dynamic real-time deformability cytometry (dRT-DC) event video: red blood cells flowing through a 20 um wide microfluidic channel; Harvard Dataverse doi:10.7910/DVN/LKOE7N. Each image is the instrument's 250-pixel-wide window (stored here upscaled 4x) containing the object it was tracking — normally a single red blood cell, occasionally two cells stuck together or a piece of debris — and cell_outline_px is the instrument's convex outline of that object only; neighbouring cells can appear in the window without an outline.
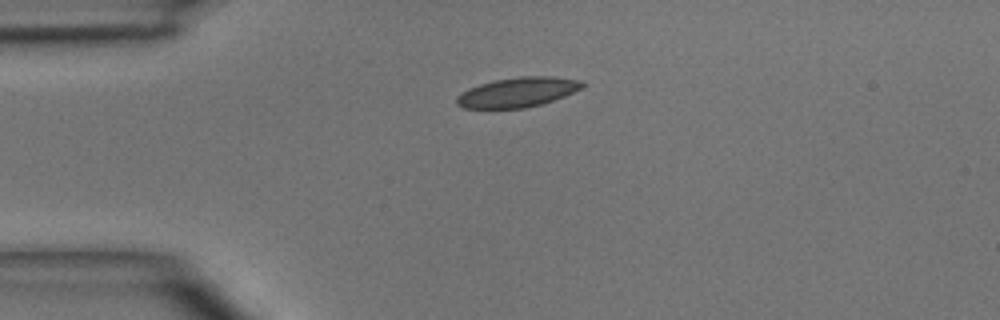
{"species": "common noctule bat (a hibernating species)", "species_latin": "Nyctalus noctula", "temperature_condition": "room temperature", "stored_images_in_passage": 4, "camera_frame_rate_fps": 3000, "um_per_image_px": 0.085, "animal": {"sex": "male", "body_mass_g": 15.6}, "frame": {"image": 1, "passage_image": 1, "time_ms": 0.0, "image_size_px": [1000, 320], "cell_outline_px": [[588, 84], [564, 96], [540, 104], [524, 108], [464, 108], [456, 104], [456, 96], [460, 92], [468, 88], [480, 84], [496, 80], [520, 76], [552, 76], [584, 80]], "centroid_in_image_um": [44.0, 7.83], "position_along_channel_um": 41.0, "area_um2": 21.79}}
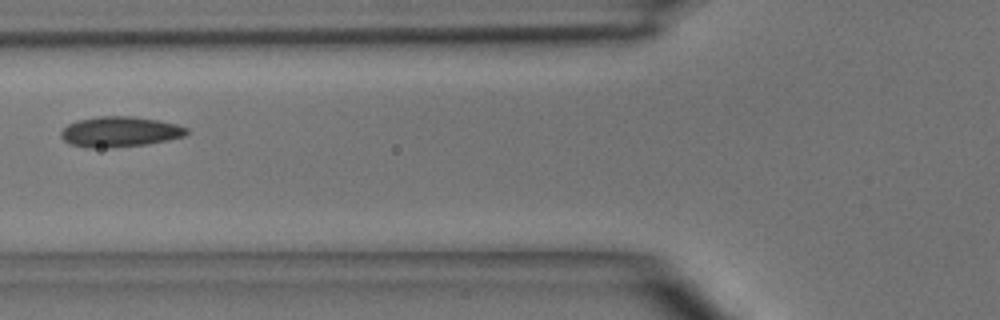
{"frame": {"image": 2, "passage_image": 3, "time_ms": 2.333, "image_size_px": [1000, 320], "cell_outline_px": [[188, 132], [184, 136], [168, 140], [144, 144], [112, 148], [84, 148], [72, 144], [64, 140], [60, 136], [60, 132], [68, 124], [76, 120], [100, 116], [132, 116], [156, 120], [176, 124], [188, 128]], "centroid_in_image_um": [10.15, 11.2], "position_along_channel_um": 115.6, "area_um2": 22.25}}